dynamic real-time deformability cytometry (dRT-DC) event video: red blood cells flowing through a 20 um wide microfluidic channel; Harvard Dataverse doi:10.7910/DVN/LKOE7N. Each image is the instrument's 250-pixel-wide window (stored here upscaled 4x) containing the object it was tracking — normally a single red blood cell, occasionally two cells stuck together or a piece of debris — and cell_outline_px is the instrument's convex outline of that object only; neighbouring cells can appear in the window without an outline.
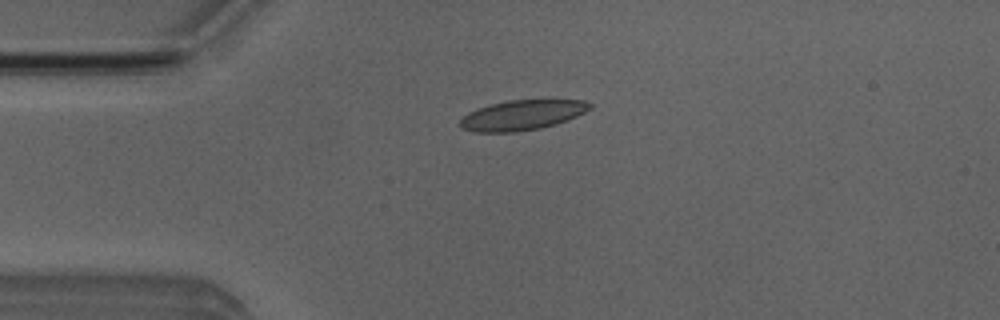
{"species": "Egyptian fruit bat (a non-hibernating species)", "species_latin": "Rousettus aegyptiacus", "temperature_condition": "room temperature", "stored_images_in_passage": 45, "camera_frame_rate_fps": 3000, "um_per_image_px": 0.085, "animal": {"sex": "male"}, "frame": {"image": 1, "passage_image": 6, "time_ms": 1.667, "image_size_px": [1000, 320], "cell_outline_px": [[592, 108], [568, 120], [556, 124], [540, 128], [516, 132], [476, 132], [460, 128], [460, 120], [468, 112], [476, 108], [488, 104], [508, 100], [584, 100], [592, 104]], "centroid_in_image_um": [44.36, 9.78], "position_along_channel_um": 40.6, "area_um2": 22.83}}
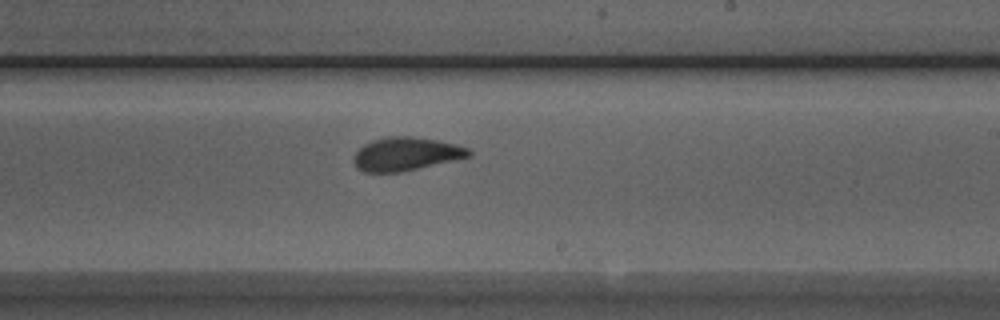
{"frame": {"image": 2, "passage_image": 24, "time_ms": 7.667, "image_size_px": [1000, 320], "cell_outline_px": [[472, 156], [400, 172], [364, 172], [356, 168], [352, 160], [352, 156], [364, 144], [372, 140], [388, 136], [412, 136], [436, 140], [456, 144], [468, 148], [472, 152]], "centroid_in_image_um": [34.48, 13.08], "position_along_channel_um": 254.5, "area_um2": 22.43}}
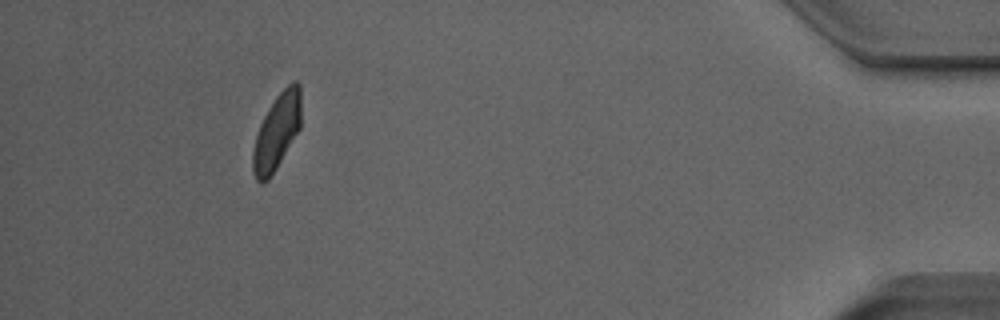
{"frame": {"image": 3, "passage_image": 41, "time_ms": 13.333, "image_size_px": [1000, 320], "cell_outline_px": [[300, 128], [276, 168], [268, 180], [264, 184], [260, 184], [256, 180], [252, 172], [252, 152], [256, 136], [260, 124], [268, 108], [276, 96], [292, 80], [296, 80], [300, 84]], "centroid_in_image_um": [23.51, 11.22], "position_along_channel_um": 411.7, "area_um2": 21.27}, "authors_computed_cell_mechanics": {"area_um2": 22.542, "velocity_mm_per_s": 3.958, "shape_relaxation_time_tau1_ms": 3.4752, "shape_relaxation_time_tau2_ms": 0.9376, "deformation_change_tau1": 0.1314, "deformation_change_tau2": 0.059}}